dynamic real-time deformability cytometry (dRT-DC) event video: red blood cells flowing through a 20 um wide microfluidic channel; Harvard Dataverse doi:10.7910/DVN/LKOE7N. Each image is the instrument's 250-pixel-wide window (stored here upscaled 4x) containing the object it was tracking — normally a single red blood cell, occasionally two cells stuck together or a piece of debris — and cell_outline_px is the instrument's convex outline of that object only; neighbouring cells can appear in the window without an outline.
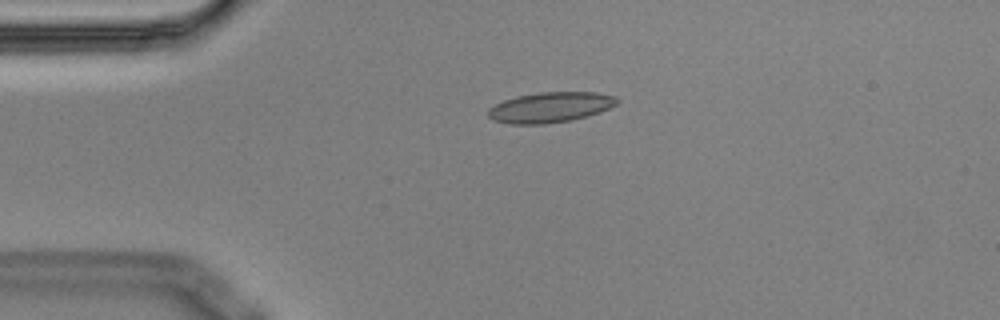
{"species": "Egyptian fruit bat (a non-hibernating species)", "species_latin": "Rousettus aegyptiacus", "temperature_condition": "cold", "stored_images_in_passage": 3, "camera_frame_rate_fps": 3000, "um_per_image_px": 0.085, "animal": {"sex": "male"}, "frame": {"image": 1, "passage_image": 1, "time_ms": 0.0, "image_size_px": [1000, 320], "cell_outline_px": [[620, 100], [616, 104], [600, 112], [572, 120], [544, 124], [512, 124], [492, 120], [488, 116], [488, 108], [504, 100], [516, 96], [540, 92], [596, 92], [616, 96]], "centroid_in_image_um": [46.77, 9.12], "position_along_channel_um": 38.2, "area_um2": 22.83}}